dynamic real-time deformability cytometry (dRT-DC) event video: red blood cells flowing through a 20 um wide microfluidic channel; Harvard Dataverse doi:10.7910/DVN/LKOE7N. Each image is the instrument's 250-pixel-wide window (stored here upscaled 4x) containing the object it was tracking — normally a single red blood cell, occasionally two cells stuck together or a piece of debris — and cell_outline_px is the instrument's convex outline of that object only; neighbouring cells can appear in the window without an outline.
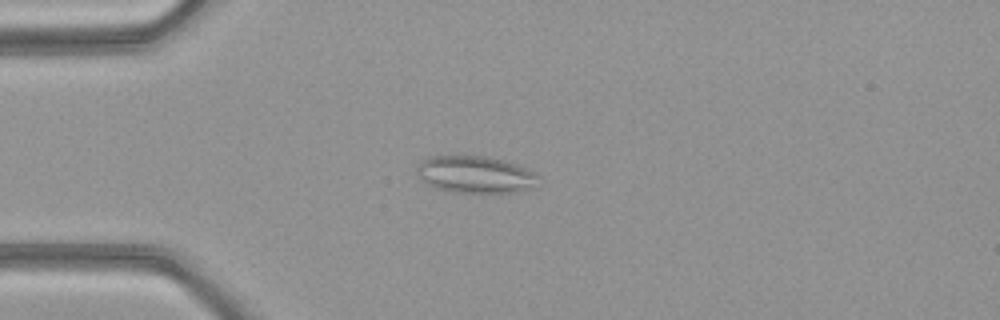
{"species": "common noctule bat (a hibernating species)", "species_latin": "Nyctalus noctula", "temperature_condition": "warm", "stored_images_in_passage": 49, "camera_frame_rate_fps": 3000, "um_per_image_px": 0.085, "animal": {"sex": "female", "body_mass_g": 21.9}, "frame": {"image": 1, "passage_image": 13, "time_ms": 4.0, "image_size_px": [1000, 320], "cell_outline_px": [[540, 176], [524, 188], [516, 192], [452, 192], [436, 188], [424, 184], [420, 180], [416, 172], [416, 168], [420, 160], [428, 156], [484, 156], [504, 160], [528, 168], [536, 172]], "centroid_in_image_um": [40.28, 14.81], "position_along_channel_um": 44.7, "area_um2": 26.13}}
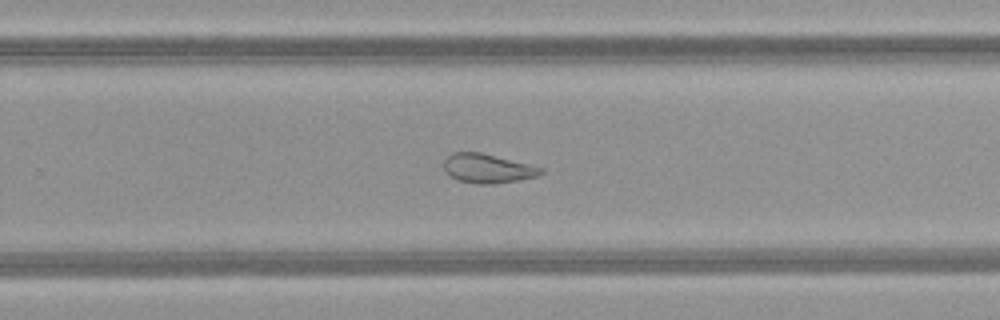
{"frame": {"image": 2, "passage_image": 32, "time_ms": 10.333, "image_size_px": [1000, 320], "cell_outline_px": [[544, 172], [536, 176], [520, 180], [496, 184], [476, 184], [456, 180], [448, 176], [444, 168], [444, 160], [452, 152], [480, 152], [544, 168]], "centroid_in_image_um": [41.42, 14.33], "position_along_channel_um": 288.4, "area_um2": 16.59}}
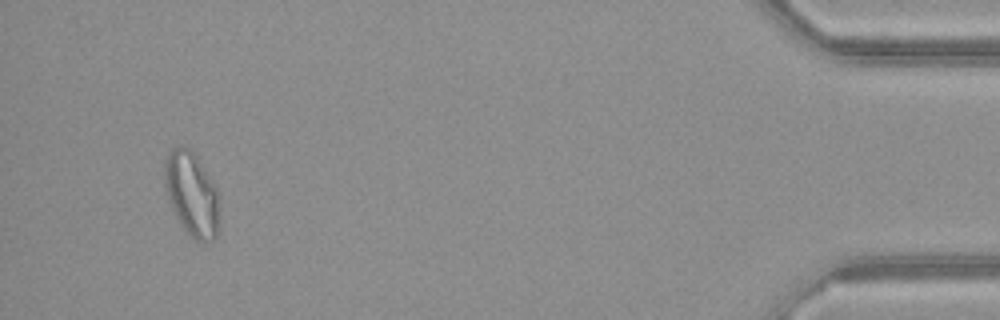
{"frame": {"image": 3, "passage_image": 47, "time_ms": 15.333, "image_size_px": [1000, 320], "cell_outline_px": [[220, 196], [216, 240], [196, 240], [180, 224], [168, 200], [164, 184], [164, 160], [168, 152], [172, 148], [180, 144], [188, 148], [200, 160], [216, 188]], "centroid_in_image_um": [16.28, 16.44], "position_along_channel_um": 418.9, "area_um2": 26.99}, "authors_computed_cell_mechanics": {"area_um2": 23.4668, "velocity_mm_per_s": 4.1573, "shape_relaxation_time_tau1_ms": null, "shape_relaxation_time_tau2_ms": 1.8389, "deformation_change_tau1": null, "deformation_change_tau2": 0.0883}}